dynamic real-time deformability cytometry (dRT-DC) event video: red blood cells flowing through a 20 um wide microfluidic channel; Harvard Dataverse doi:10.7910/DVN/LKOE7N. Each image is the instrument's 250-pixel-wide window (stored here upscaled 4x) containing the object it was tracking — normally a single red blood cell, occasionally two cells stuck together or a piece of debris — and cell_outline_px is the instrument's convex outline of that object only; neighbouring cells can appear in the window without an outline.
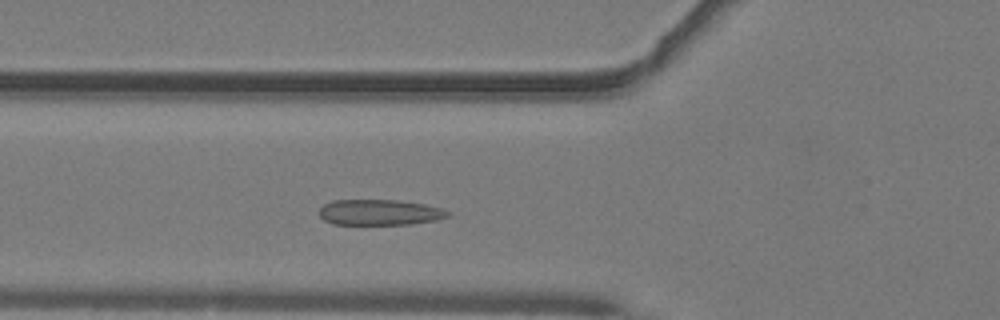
{"species": "common noctule bat (a hibernating species)", "species_latin": "Nyctalus noctula", "temperature_condition": "warm", "stored_images_in_passage": 41, "camera_frame_rate_fps": 3000, "um_per_image_px": 0.085, "animal": {"sex": "male", "body_mass_g": 19.2, "forearm_length_mm": 51.8}, "frame": {"image": 1, "passage_image": 9, "time_ms": 2.667, "image_size_px": [1000, 320], "cell_outline_px": [[452, 212], [448, 216], [436, 220], [412, 224], [332, 224], [324, 220], [320, 216], [320, 208], [324, 204], [332, 200], [400, 200], [424, 204], [440, 208]], "centroid_in_image_um": [32.27, 18.04], "position_along_channel_um": 93.5, "area_um2": 19.25}}
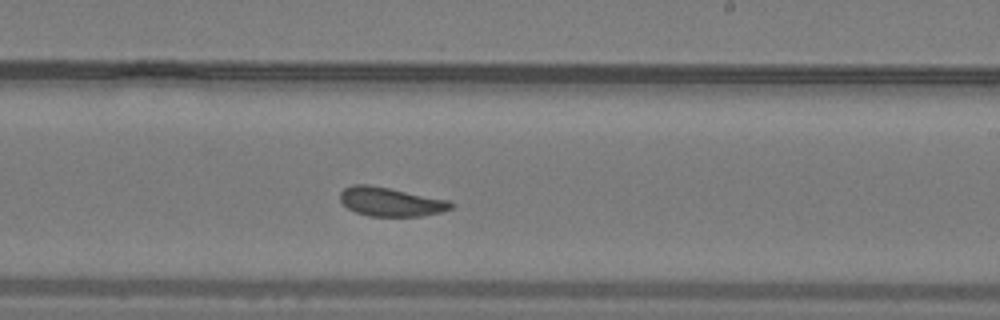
{"frame": {"image": 2, "passage_image": 21, "time_ms": 6.667, "image_size_px": [1000, 320], "cell_outline_px": [[452, 208], [440, 212], [424, 216], [368, 216], [356, 212], [348, 208], [340, 200], [340, 192], [344, 188], [352, 184], [368, 184], [452, 200]], "centroid_in_image_um": [33.22, 17.14], "position_along_channel_um": 255.8, "area_um2": 18.79}}
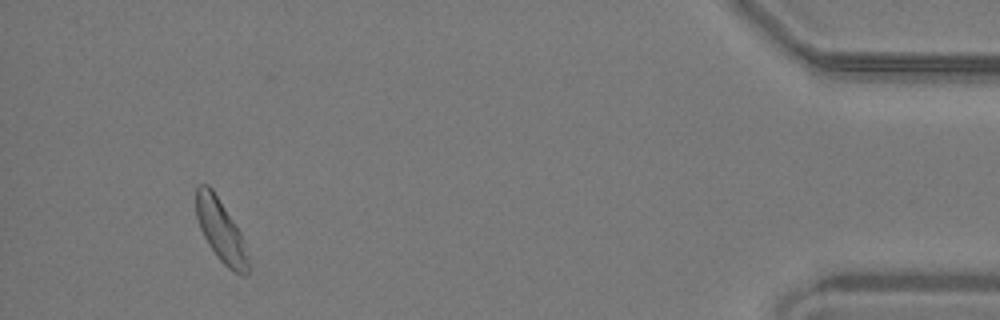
{"frame": {"image": 3, "passage_image": 38, "time_ms": 12.333, "image_size_px": [1000, 320], "cell_outline_px": [[248, 272], [244, 276], [240, 276], [232, 272], [216, 256], [208, 244], [200, 228], [196, 216], [196, 184], [208, 184], [212, 188], [240, 232], [244, 240], [248, 260]], "centroid_in_image_um": [18.76, 19.61], "position_along_channel_um": 416.4, "area_um2": 18.9}}